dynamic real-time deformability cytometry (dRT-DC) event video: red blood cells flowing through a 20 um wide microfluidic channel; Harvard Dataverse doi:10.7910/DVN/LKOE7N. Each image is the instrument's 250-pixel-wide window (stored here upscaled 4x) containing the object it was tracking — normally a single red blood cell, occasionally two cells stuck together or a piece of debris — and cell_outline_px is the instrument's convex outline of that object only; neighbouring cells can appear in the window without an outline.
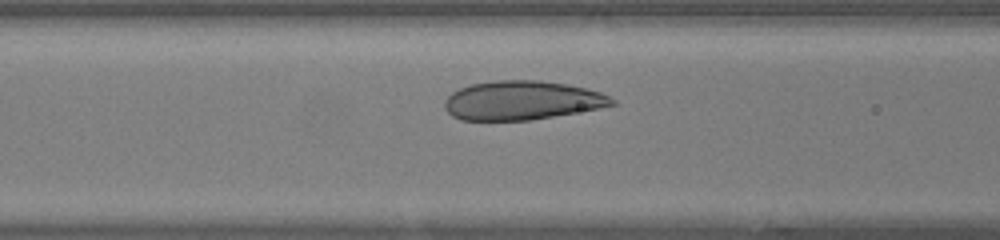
{"species": "human", "species_latin": "Homo sapiens", "temperature_condition": "warm", "stored_images_in_passage": 33, "camera_frame_rate_fps": 3000, "um_per_image_px": 0.085, "donor": {"sex": "female"}, "frame": {"image": 1, "passage_image": 10, "time_ms": 3.0, "image_size_px": [1000, 240], "cell_outline_px": [[616, 104], [600, 108], [532, 120], [460, 120], [452, 116], [444, 108], [444, 100], [452, 92], [468, 84], [492, 80], [540, 80], [568, 84], [588, 88], [600, 92], [616, 100]], "centroid_in_image_um": [44.35, 8.53], "position_along_channel_um": 122.2, "area_um2": 38.38}}
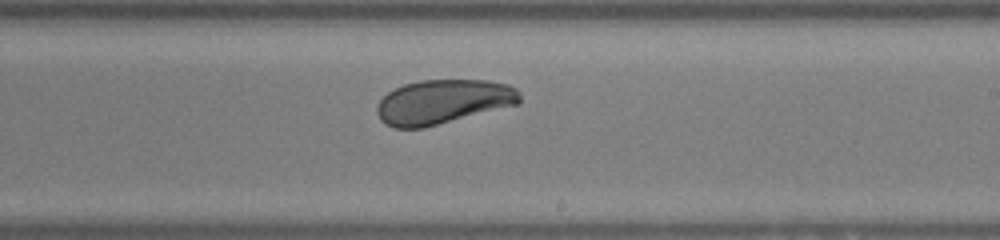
{"frame": {"image": 2, "passage_image": 19, "time_ms": 6.0, "image_size_px": [1000, 240], "cell_outline_px": [[520, 104], [424, 128], [392, 128], [384, 124], [380, 120], [376, 112], [376, 108], [380, 100], [388, 92], [404, 84], [420, 80], [488, 80], [508, 84], [516, 88], [520, 92]], "centroid_in_image_um": [37.67, 8.66], "position_along_channel_um": 251.3, "area_um2": 37.28}}
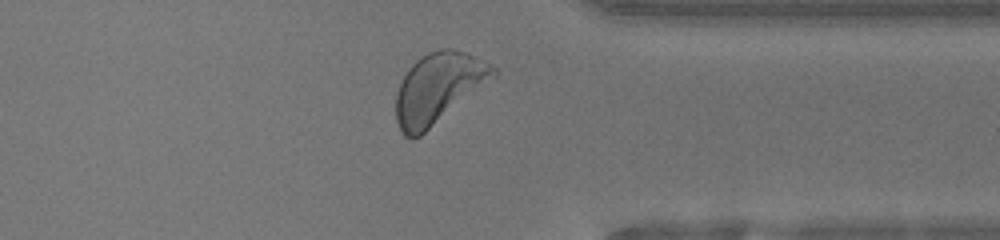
{"frame": {"image": 3, "passage_image": 28, "time_ms": 9.0, "image_size_px": [1000, 240], "cell_outline_px": [[500, 72], [496, 76], [420, 136], [412, 140], [404, 136], [400, 132], [396, 120], [396, 96], [400, 84], [408, 68], [416, 60], [428, 52], [440, 48], [448, 48], [464, 52], [484, 60], [500, 68]], "centroid_in_image_um": [37.26, 7.49], "position_along_channel_um": 374.1, "area_um2": 39.88}, "authors_computed_cell_mechanics": {"area_um2": 38.148, "velocity_mm_per_s": 4.3098, "shape_relaxation_time_tau1_ms": 1.8694, "shape_relaxation_time_tau2_ms": null, "deformation_change_tau1": 0.082, "deformation_change_tau2": null}}